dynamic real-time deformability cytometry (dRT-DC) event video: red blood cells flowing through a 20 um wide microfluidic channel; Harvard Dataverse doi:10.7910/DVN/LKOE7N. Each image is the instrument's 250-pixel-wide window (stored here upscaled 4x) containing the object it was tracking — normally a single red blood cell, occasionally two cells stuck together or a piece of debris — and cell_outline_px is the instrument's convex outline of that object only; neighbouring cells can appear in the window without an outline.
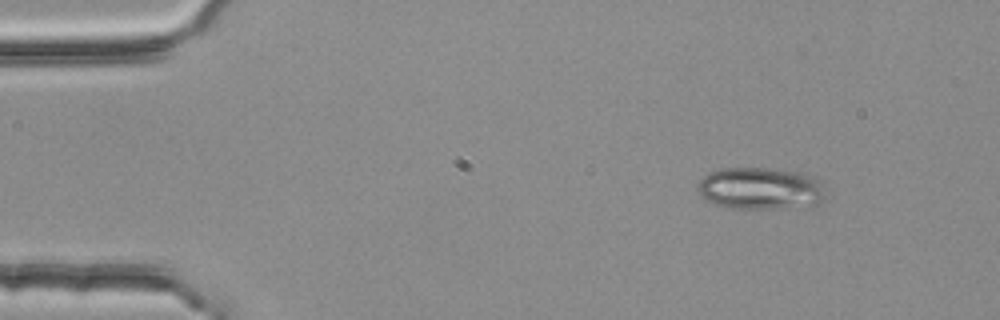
{"species": "common noctule bat (a hibernating species)", "species_latin": "Nyctalus noctula", "temperature_condition": "room temperature", "stored_images_in_passage": 48, "camera_frame_rate_fps": 3000, "um_per_image_px": 0.085, "animal": {"sex": "female", "body_mass_g": 25.1}, "frame": {"image": 1, "passage_image": 1, "time_ms": 0.0, "image_size_px": [1000, 320], "cell_outline_px": [[824, 196], [816, 204], [776, 208], [732, 208], [716, 204], [700, 196], [696, 188], [700, 180], [708, 172], [720, 168], [768, 168], [800, 172], [816, 176], [820, 184]], "centroid_in_image_um": [64.57, 15.99], "position_along_channel_um": 20.4, "area_um2": 31.1}}
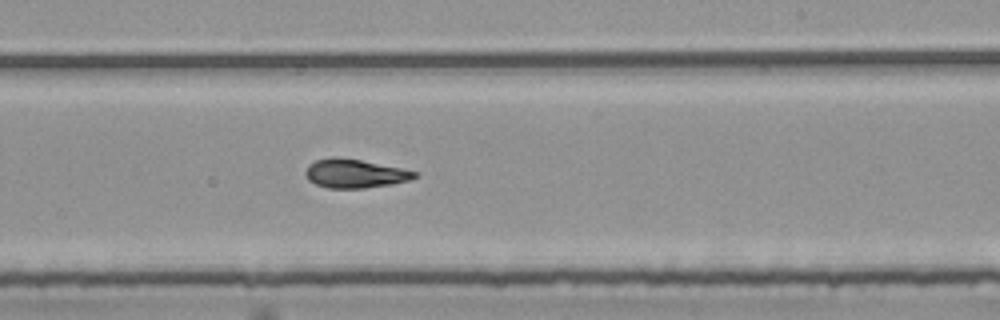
{"frame": {"image": 2, "passage_image": 27, "time_ms": 8.667, "image_size_px": [1000, 320], "cell_outline_px": [[420, 176], [408, 180], [392, 184], [364, 188], [328, 188], [316, 184], [308, 180], [304, 172], [308, 164], [316, 160], [336, 156], [360, 160], [400, 168], [416, 172]], "centroid_in_image_um": [30.12, 14.75], "position_along_channel_um": 258.9, "area_um2": 18.21}}
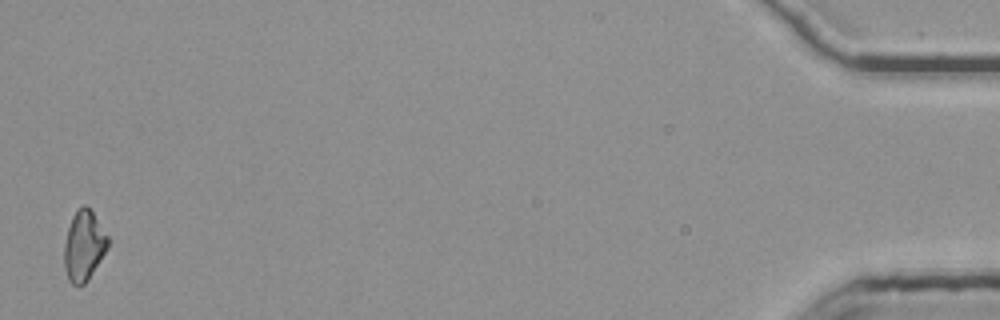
{"frame": {"image": 3, "passage_image": 48, "time_ms": 15.667, "image_size_px": [1000, 320], "cell_outline_px": [[108, 248], [88, 280], [84, 284], [72, 284], [68, 280], [64, 268], [64, 244], [68, 228], [72, 216], [76, 208], [84, 204], [92, 212], [108, 236]], "centroid_in_image_um": [7.11, 20.89], "position_along_channel_um": 428.1, "area_um2": 17.8}, "authors_computed_cell_mechanics": {"area_um2": 18.207, "velocity_mm_per_s": 3.7932, "shape_relaxation_time_tau1_ms": 7.1155, "shape_relaxation_time_tau2_ms": 2.4671, "deformation_change_tau1": 0.1935, "deformation_change_tau2": 0.0947}}